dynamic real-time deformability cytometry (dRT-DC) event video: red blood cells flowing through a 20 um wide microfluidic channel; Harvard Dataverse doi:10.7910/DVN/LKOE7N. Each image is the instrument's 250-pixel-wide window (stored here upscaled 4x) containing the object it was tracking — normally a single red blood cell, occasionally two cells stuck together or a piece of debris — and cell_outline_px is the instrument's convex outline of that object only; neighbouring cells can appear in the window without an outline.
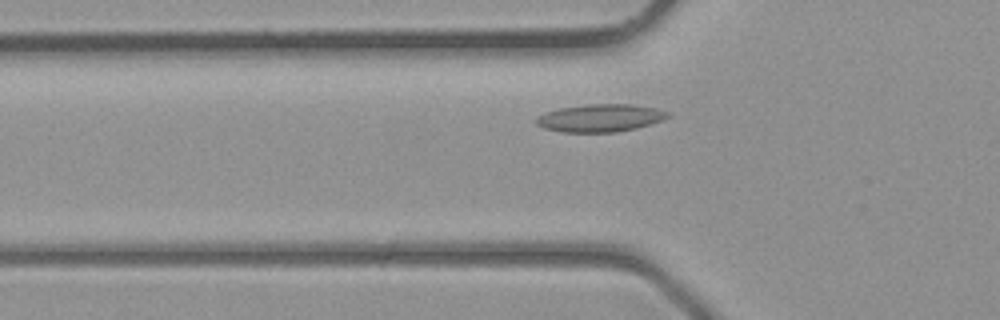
{"species": "common noctule bat (a hibernating species)", "species_latin": "Nyctalus noctula", "temperature_condition": "room temperature", "stored_images_in_passage": 29, "camera_frame_rate_fps": 3000, "um_per_image_px": 0.085, "animal": {"sex": "male", "body_mass_g": 23.1, "forearm_length_mm": 52.7}, "frame": {"image": 1, "passage_image": 6, "time_ms": 1.667, "image_size_px": [1000, 320], "cell_outline_px": [[672, 116], [636, 128], [616, 132], [564, 132], [544, 128], [536, 124], [536, 116], [544, 112], [560, 108], [588, 104], [632, 104], [656, 108], [668, 112]], "centroid_in_image_um": [50.99, 10.02], "position_along_channel_um": 74.8, "area_um2": 21.15}}
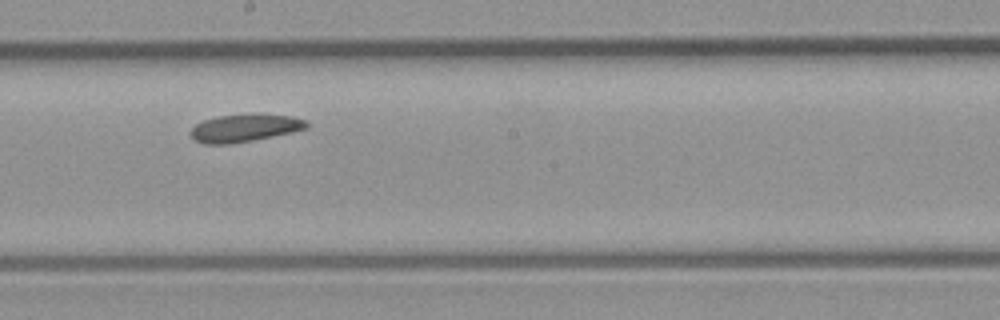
{"frame": {"image": 2, "passage_image": 15, "time_ms": 4.667, "image_size_px": [1000, 320], "cell_outline_px": [[308, 128], [292, 132], [252, 140], [228, 144], [204, 144], [196, 140], [192, 136], [192, 128], [196, 124], [204, 120], [216, 116], [260, 112], [296, 116], [304, 120], [308, 124]], "centroid_in_image_um": [20.85, 10.84], "position_along_channel_um": 227.3, "area_um2": 18.96}}
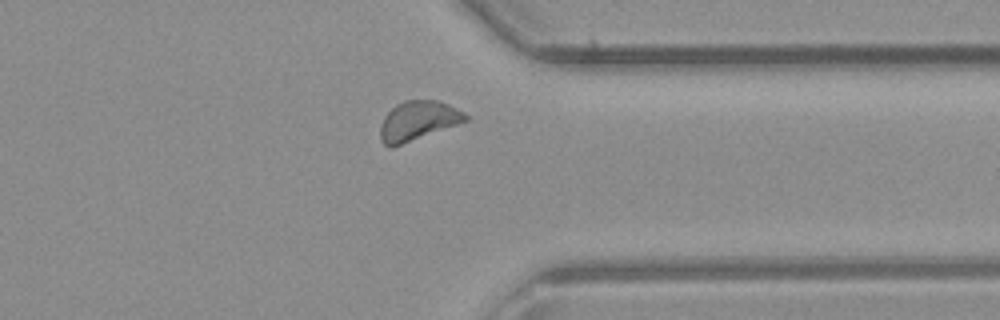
{"frame": {"image": 3, "passage_image": 24, "time_ms": 7.667, "image_size_px": [1000, 320], "cell_outline_px": [[468, 120], [392, 148], [388, 148], [380, 140], [380, 128], [384, 116], [396, 104], [404, 100], [436, 100], [448, 104], [464, 112], [468, 116]], "centroid_in_image_um": [35.49, 10.27], "position_along_channel_um": 375.9, "area_um2": 19.48}}